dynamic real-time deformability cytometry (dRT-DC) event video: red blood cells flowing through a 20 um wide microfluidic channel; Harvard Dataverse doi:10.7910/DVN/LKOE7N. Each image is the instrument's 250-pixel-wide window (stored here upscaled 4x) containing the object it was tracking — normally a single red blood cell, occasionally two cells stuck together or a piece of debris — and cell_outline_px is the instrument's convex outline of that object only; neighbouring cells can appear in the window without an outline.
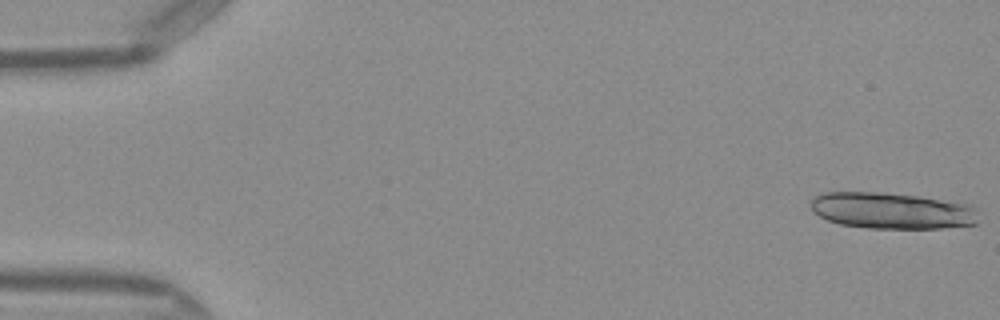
{"species": "Egyptian fruit bat (a non-hibernating species)", "species_latin": "Rousettus aegyptiacus", "temperature_condition": "warm", "stored_images_in_passage": 15, "camera_frame_rate_fps": 3000, "um_per_image_px": 0.085, "frame": {"image": 1, "passage_image": 1, "time_ms": 0.0, "image_size_px": [1000, 320], "cell_outline_px": [[976, 224], [940, 228], [868, 228], [840, 224], [828, 220], [812, 212], [808, 200], [824, 192], [884, 192], [920, 196], [968, 204], [976, 208]], "centroid_in_image_um": [75.75, 17.89], "position_along_channel_um": 9.2, "area_um2": 35.66}}